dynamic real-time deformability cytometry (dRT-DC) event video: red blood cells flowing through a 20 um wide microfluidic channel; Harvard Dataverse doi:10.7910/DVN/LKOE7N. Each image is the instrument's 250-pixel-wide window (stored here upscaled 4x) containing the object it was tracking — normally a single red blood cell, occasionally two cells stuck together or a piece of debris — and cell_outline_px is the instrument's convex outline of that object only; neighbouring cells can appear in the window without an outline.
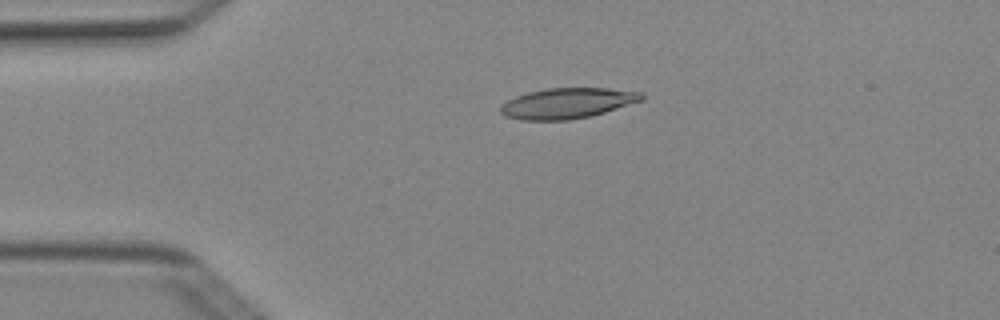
{"species": "Egyptian fruit bat (a non-hibernating species)", "species_latin": "Rousettus aegyptiacus", "temperature_condition": "cold", "stored_images_in_passage": 2, "camera_frame_rate_fps": 3000, "um_per_image_px": 0.085, "animal": {"sex": "female"}, "frame": {"image": 1, "passage_image": 2, "time_ms": 0.333, "image_size_px": [1000, 320], "cell_outline_px": [[644, 100], [592, 116], [568, 120], [520, 120], [504, 116], [500, 112], [500, 108], [508, 100], [516, 96], [528, 92], [544, 88], [608, 88], [640, 92], [644, 96]], "centroid_in_image_um": [48.23, 8.78], "position_along_channel_um": 36.8, "area_um2": 25.14}}